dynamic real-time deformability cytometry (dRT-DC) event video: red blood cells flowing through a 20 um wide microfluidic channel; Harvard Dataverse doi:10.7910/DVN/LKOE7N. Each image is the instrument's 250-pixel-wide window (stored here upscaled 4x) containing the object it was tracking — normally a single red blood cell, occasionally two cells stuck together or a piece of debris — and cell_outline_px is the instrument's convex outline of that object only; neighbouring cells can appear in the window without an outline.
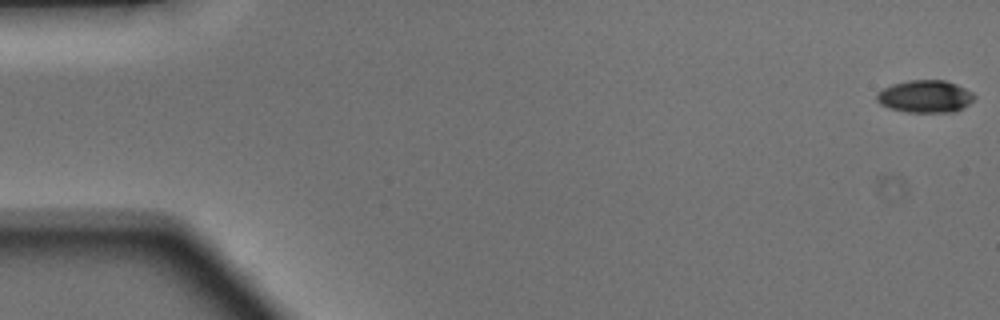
{"species": "Egyptian fruit bat (a non-hibernating species)", "species_latin": "Rousettus aegyptiacus", "temperature_condition": "warm", "stored_images_in_passage": 49, "camera_frame_rate_fps": 3000, "um_per_image_px": 0.085, "animal": {"sex": "male"}, "frame": {"image": 1, "passage_image": 1, "time_ms": 0.0, "image_size_px": [1000, 320], "cell_outline_px": [[976, 96], [968, 104], [956, 112], [908, 112], [888, 108], [880, 104], [876, 100], [876, 92], [892, 84], [908, 80], [944, 80], [956, 84], [972, 92]], "centroid_in_image_um": [78.61, 8.2], "position_along_channel_um": 6.4, "area_um2": 18.5}}
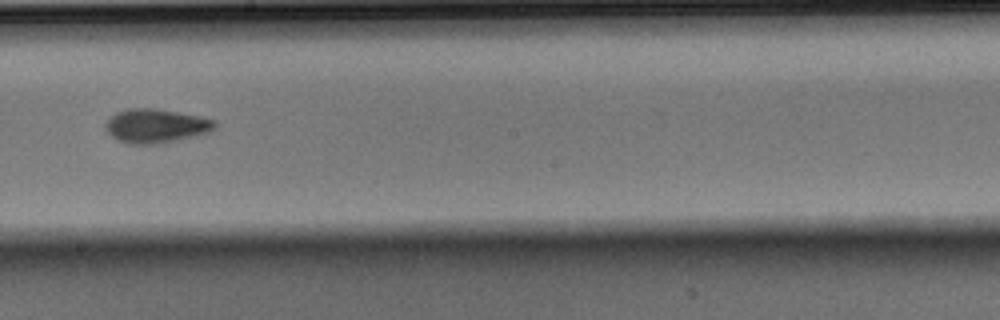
{"frame": {"image": 2, "passage_image": 28, "time_ms": 9.0, "image_size_px": [1000, 320], "cell_outline_px": [[216, 128], [208, 132], [164, 144], [128, 144], [116, 140], [104, 128], [104, 124], [108, 116], [116, 112], [128, 108], [156, 108], [200, 116], [216, 120]], "centroid_in_image_um": [13.21, 10.7], "position_along_channel_um": 235.0, "area_um2": 22.08}}
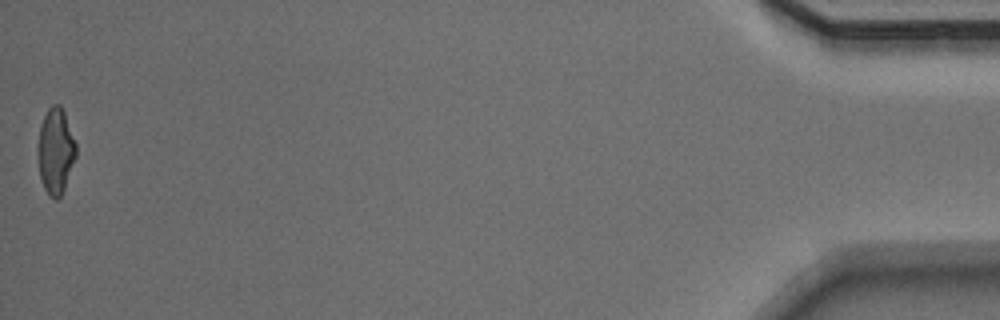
{"frame": {"image": 3, "passage_image": 49, "time_ms": 16.0, "image_size_px": [1000, 320], "cell_outline_px": [[76, 156], [64, 188], [60, 196], [56, 200], [44, 188], [40, 176], [36, 148], [40, 124], [48, 108], [52, 104], [60, 104], [64, 112], [76, 144]], "centroid_in_image_um": [4.7, 12.79], "position_along_channel_um": 430.5, "area_um2": 19.02}, "authors_computed_cell_mechanics": {"area_um2": 19.7098, "velocity_mm_per_s": 4.1645, "shape_relaxation_time_tau1_ms": 3.821, "shape_relaxation_time_tau2_ms": 1.5387, "deformation_change_tau1": 0.1459, "deformation_change_tau2": 0.0727}}